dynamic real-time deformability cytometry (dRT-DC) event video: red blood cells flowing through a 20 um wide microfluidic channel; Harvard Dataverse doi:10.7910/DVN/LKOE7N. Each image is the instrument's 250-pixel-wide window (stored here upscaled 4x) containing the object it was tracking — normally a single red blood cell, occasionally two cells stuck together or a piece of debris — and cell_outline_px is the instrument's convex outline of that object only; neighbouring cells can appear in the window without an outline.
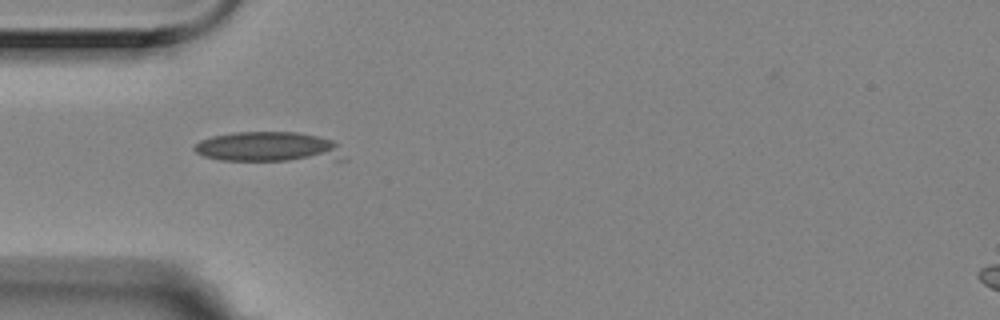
{"species": "Egyptian fruit bat (a non-hibernating species)", "species_latin": "Rousettus aegyptiacus", "temperature_condition": "room temperature", "stored_images_in_passage": 2, "camera_frame_rate_fps": 3000, "um_per_image_px": 0.085, "animal": {"sex": "female"}, "frame": {"image": 1, "passage_image": 1, "time_ms": 0.0, "image_size_px": [1000, 320], "cell_outline_px": [[348, 160], [220, 160], [204, 156], [196, 152], [192, 148], [200, 140], [212, 136], [232, 132], [296, 132], [316, 136], [332, 140], [336, 144]], "centroid_in_image_um": [22.84, 12.49], "position_along_channel_um": 62.2, "area_um2": 26.18}}
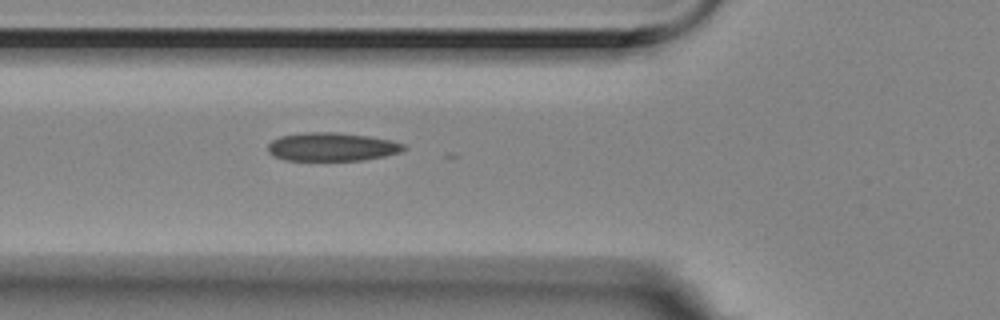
{"frame": {"image": 2, "passage_image": 2, "time_ms": 0.333, "image_size_px": [1000, 320], "cell_outline_px": [[408, 148], [400, 152], [384, 156], [360, 160], [288, 160], [276, 156], [268, 152], [268, 144], [272, 140], [280, 136], [304, 132], [336, 132], [368, 136], [388, 140], [404, 144]], "centroid_in_image_um": [28.21, 12.47], "position_along_channel_um": 97.6, "area_um2": 22.31}}